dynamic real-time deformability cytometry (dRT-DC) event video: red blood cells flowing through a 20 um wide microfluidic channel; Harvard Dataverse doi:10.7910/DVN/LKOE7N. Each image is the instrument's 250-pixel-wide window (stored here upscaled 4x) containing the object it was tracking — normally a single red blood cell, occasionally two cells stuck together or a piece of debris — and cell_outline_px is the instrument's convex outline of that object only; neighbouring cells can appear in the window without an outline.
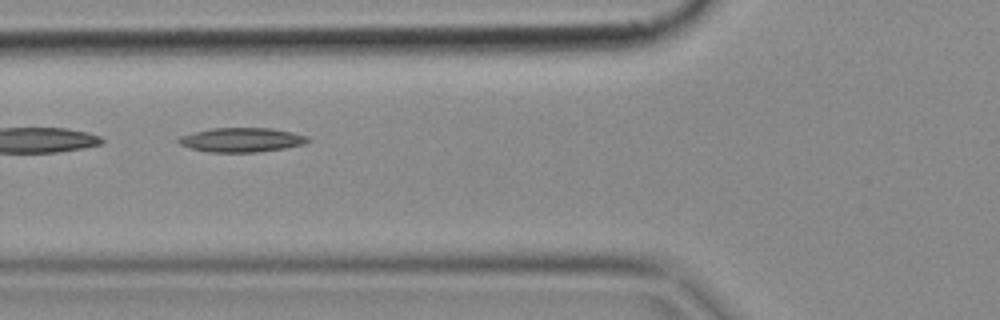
{"species": "common noctule bat (a hibernating species)", "species_latin": "Nyctalus noctula", "temperature_condition": "cold", "stored_images_in_passage": 5, "camera_frame_rate_fps": 3000, "um_per_image_px": 0.085, "animal": {"sex": "female", "body_mass_g": 18.4}, "frame": {"image": 1, "passage_image": 5, "time_ms": 1.333, "image_size_px": [1000, 320], "cell_outline_px": [[312, 140], [304, 144], [284, 148], [256, 152], [208, 152], [192, 148], [180, 144], [176, 140], [180, 136], [212, 128], [272, 128], [292, 132], [308, 136]], "centroid_in_image_um": [20.57, 11.88], "position_along_channel_um": 105.2, "area_um2": 18.21}}